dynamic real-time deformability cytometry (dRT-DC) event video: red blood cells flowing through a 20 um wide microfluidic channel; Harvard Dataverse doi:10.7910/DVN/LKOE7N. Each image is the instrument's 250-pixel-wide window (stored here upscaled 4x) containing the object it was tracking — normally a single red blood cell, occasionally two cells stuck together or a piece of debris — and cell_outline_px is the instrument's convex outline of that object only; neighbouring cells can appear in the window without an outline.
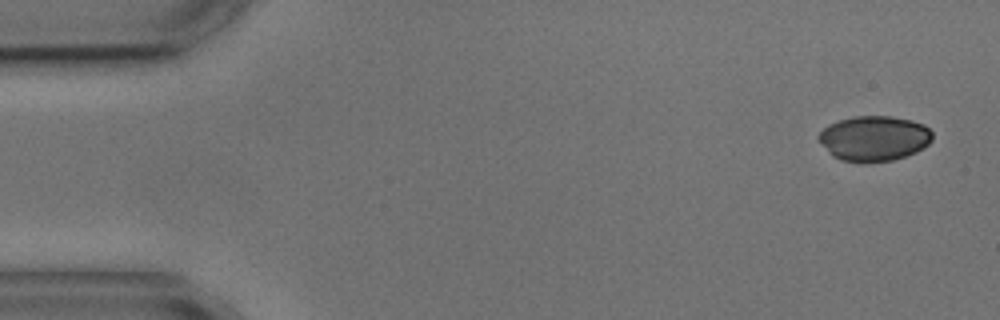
{"species": "common noctule bat (a hibernating species)", "species_latin": "Nyctalus noctula", "temperature_condition": "cold", "stored_images_in_passage": 4, "camera_frame_rate_fps": 3000, "um_per_image_px": 0.085, "animal": {"sex": "male", "body_mass_g": 17.9, "forearm_length_mm": 54.2}, "frame": {"image": 1, "passage_image": 1, "time_ms": 0.0, "image_size_px": [1000, 320], "cell_outline_px": [[932, 140], [924, 148], [916, 152], [892, 160], [840, 160], [832, 156], [828, 152], [816, 136], [828, 124], [840, 120], [856, 116], [892, 116], [912, 120], [924, 124], [932, 132]], "centroid_in_image_um": [74.31, 11.73], "position_along_channel_um": 10.7, "area_um2": 29.54}}